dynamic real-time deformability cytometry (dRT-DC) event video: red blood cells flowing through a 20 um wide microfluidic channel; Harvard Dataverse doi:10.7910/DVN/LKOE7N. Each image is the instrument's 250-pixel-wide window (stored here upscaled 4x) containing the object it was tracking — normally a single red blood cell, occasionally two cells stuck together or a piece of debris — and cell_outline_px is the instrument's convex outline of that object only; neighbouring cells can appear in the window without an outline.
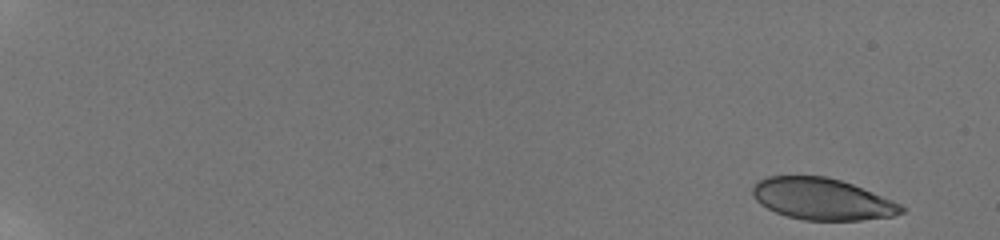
{"species": "human", "species_latin": "Homo sapiens", "temperature_condition": "room temperature", "stored_images_in_passage": 55, "camera_frame_rate_fps": 3000, "um_per_image_px": 0.085, "donor": {"sex": "male"}, "frame": {"image": 1, "passage_image": 1, "time_ms": 0.0, "image_size_px": [1000, 240], "cell_outline_px": [[900, 208], [896, 212], [880, 216], [852, 220], [812, 220], [792, 216], [780, 212], [764, 204], [756, 196], [756, 188], [764, 180], [776, 176], [816, 176], [836, 180], [860, 188]], "centroid_in_image_um": [69.78, 16.91], "position_along_channel_um": 15.2, "area_um2": 32.37}}
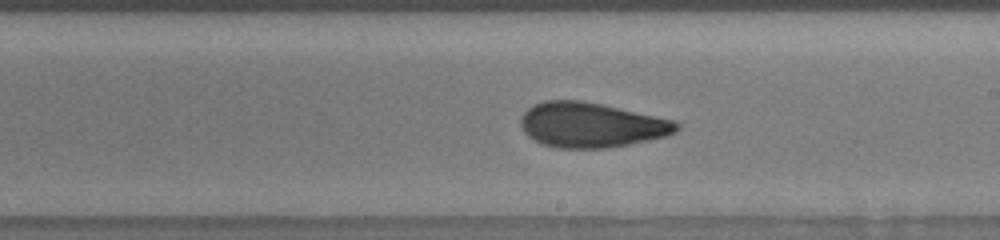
{"frame": {"image": 2, "passage_image": 35, "time_ms": 11.333, "image_size_px": [1000, 240], "cell_outline_px": [[676, 128], [668, 132], [656, 136], [612, 144], [552, 144], [536, 136], [524, 124], [524, 120], [528, 112], [532, 108], [540, 104], [588, 104], [608, 108], [664, 120], [672, 124]], "centroid_in_image_um": [50.24, 10.6], "position_along_channel_um": 238.8, "area_um2": 32.66}}
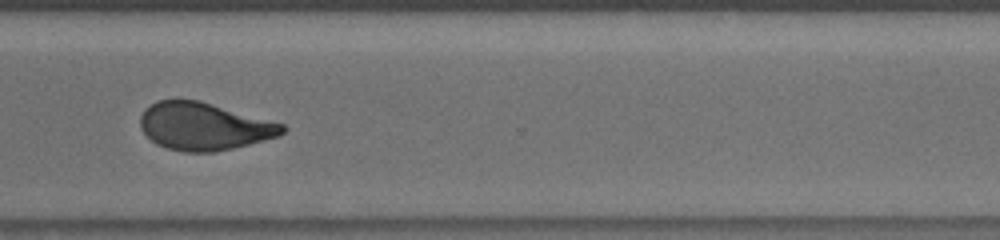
{"frame": {"image": 3, "passage_image": 44, "time_ms": 14.333, "image_size_px": [1000, 240], "cell_outline_px": [[284, 128], [280, 132], [272, 136], [224, 148], [172, 148], [156, 140], [144, 128], [144, 112], [152, 104], [164, 100], [192, 100], [280, 124]], "centroid_in_image_um": [17.3, 10.66], "position_along_channel_um": 353.3, "area_um2": 34.45}, "authors_computed_cell_mechanics": {"area_um2": 34.2754, "velocity_mm_per_s": 3.82, "shape_relaxation_time_tau1_ms": null, "shape_relaxation_time_tau2_ms": 1.5867, "deformation_change_tau1": null, "deformation_change_tau2": 0.0865}}